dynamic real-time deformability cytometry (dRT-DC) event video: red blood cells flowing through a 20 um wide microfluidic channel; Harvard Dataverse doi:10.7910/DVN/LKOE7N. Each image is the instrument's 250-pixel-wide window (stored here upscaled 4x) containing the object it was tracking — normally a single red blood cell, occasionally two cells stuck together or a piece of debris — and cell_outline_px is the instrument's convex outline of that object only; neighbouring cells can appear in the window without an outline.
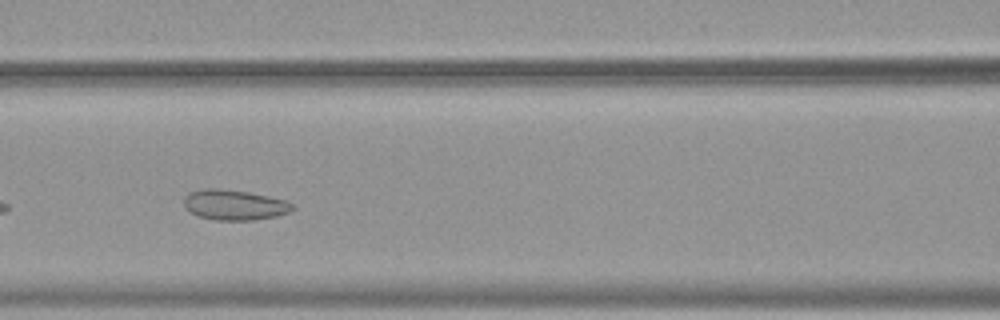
{"species": "common noctule bat (a hibernating species)", "species_latin": "Nyctalus noctula", "temperature_condition": "warm", "stored_images_in_passage": 28, "camera_frame_rate_fps": 3000, "um_per_image_px": 0.085, "animal": {"sex": "female", "body_mass_g": 19.9}, "frame": {"image": 1, "passage_image": 8, "time_ms": 2.333, "image_size_px": [1000, 320], "cell_outline_px": [[296, 208], [288, 212], [276, 216], [256, 220], [216, 220], [200, 216], [192, 212], [184, 204], [184, 196], [188, 192], [200, 188], [220, 188], [248, 192], [288, 200]], "centroid_in_image_um": [19.94, 17.4], "position_along_channel_um": 146.7, "area_um2": 19.25}}
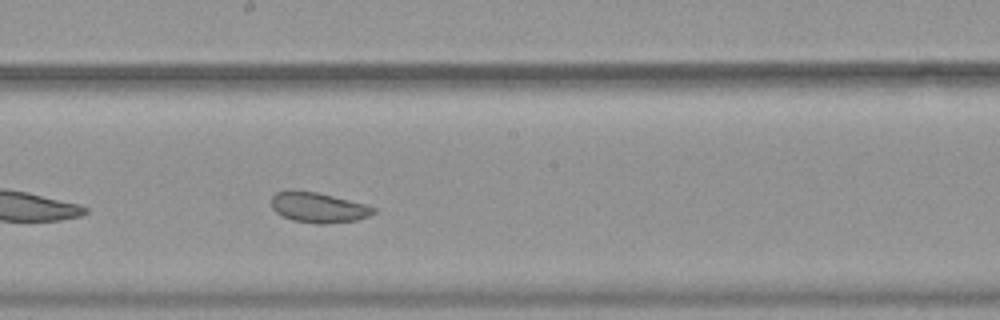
{"frame": {"image": 2, "passage_image": 14, "time_ms": 4.333, "image_size_px": [1000, 320], "cell_outline_px": [[376, 212], [368, 216], [356, 220], [320, 224], [316, 224], [292, 220], [280, 216], [272, 208], [272, 196], [276, 192], [292, 188], [316, 192], [368, 204], [376, 208]], "centroid_in_image_um": [27.03, 17.61], "position_along_channel_um": 221.2, "area_um2": 18.32}}
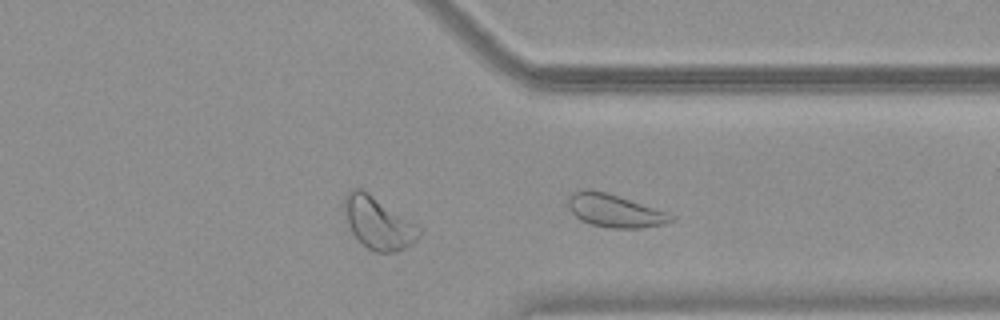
{"frame": {"image": 3, "passage_image": 25, "time_ms": 8.0, "image_size_px": [1000, 320], "cell_outline_px": [[676, 216], [672, 220], [664, 224], [640, 228], [612, 228], [592, 224], [580, 220], [568, 208], [568, 196], [572, 192], [584, 188], [588, 188], [604, 192], [668, 212]], "centroid_in_image_um": [52.22, 17.9], "position_along_channel_um": 359.2, "area_um2": 19.65}, "authors_computed_cell_mechanics": {"area_um2": 18.6983, "velocity_mm_per_s": 3.7518, "shape_relaxation_time_tau1_ms": null, "shape_relaxation_time_tau2_ms": 1.7226, "deformation_change_tau1": null, "deformation_change_tau2": 0.0853}}